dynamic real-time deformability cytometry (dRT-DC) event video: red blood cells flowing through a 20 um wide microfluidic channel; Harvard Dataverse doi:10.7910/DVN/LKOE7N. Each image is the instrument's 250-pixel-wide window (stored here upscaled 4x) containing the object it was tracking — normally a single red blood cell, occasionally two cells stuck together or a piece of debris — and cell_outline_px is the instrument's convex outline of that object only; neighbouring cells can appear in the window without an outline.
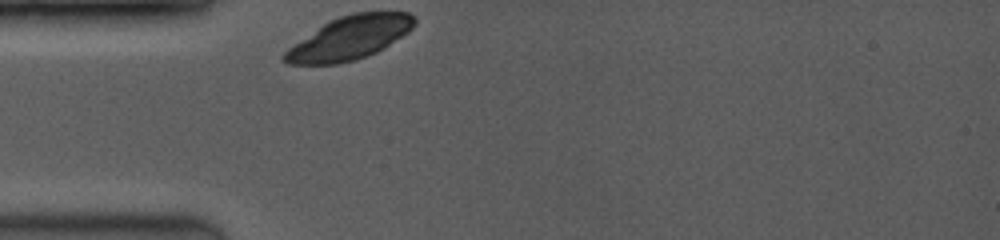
{"species": "common noctule bat (a hibernating species)", "species_latin": "Nyctalus noctula", "temperature_condition": "room temperature", "stored_images_in_passage": 3, "camera_frame_rate_fps": 3500, "um_per_image_px": 0.085, "animal": {"sex": "female", "body_mass_g": 19.0, "forearm_length_mm": 53.3}, "frame": {"image": 1, "passage_image": 1, "time_ms": 0.0, "image_size_px": [1000, 240], "cell_outline_px": [[416, 24], [408, 32], [384, 48], [376, 52], [352, 60], [336, 64], [288, 64], [280, 60], [280, 56], [288, 48], [324, 24], [340, 16], [356, 12], [408, 12], [416, 16]], "centroid_in_image_um": [29.73, 3.22], "position_along_channel_um": 55.3, "area_um2": 32.48}}